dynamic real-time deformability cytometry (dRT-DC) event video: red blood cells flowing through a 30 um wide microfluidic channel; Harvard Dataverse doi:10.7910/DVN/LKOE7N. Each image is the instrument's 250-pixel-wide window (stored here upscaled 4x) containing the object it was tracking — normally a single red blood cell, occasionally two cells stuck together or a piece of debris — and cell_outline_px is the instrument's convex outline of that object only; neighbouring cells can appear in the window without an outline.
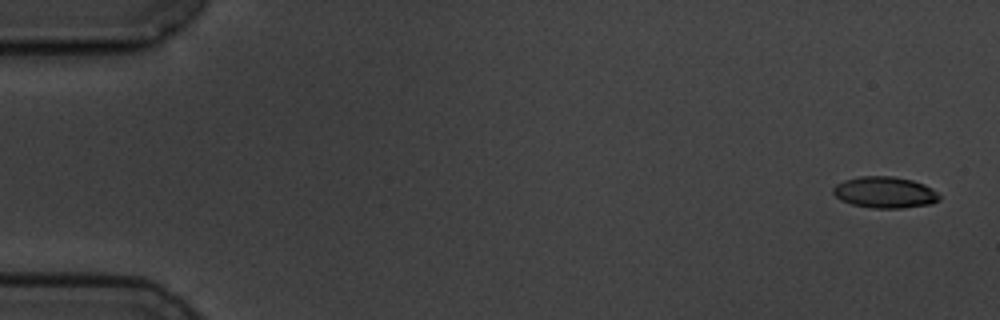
{"species": "common noctule bat (a hibernating species)", "species_latin": "Nyctalus noctula", "temperature_condition": "cold", "stored_images_in_passage": 9, "camera_frame_rate_fps": 3000, "um_per_image_px": 0.085, "animal": {"sex": "male", "body_mass_g": 19.5, "forearm_length_mm": 54.6}, "frame": {"image": 1, "passage_image": 1, "time_ms": 0.0, "image_size_px": [1000, 320], "cell_outline_px": [[940, 200], [932, 204], [904, 208], [872, 208], [852, 204], [840, 200], [832, 192], [832, 188], [836, 184], [844, 180], [860, 176], [892, 176], [912, 180], [924, 184], [932, 188], [940, 196]], "centroid_in_image_um": [75.21, 16.35], "position_along_channel_um": 9.8, "area_um2": 19.54}}
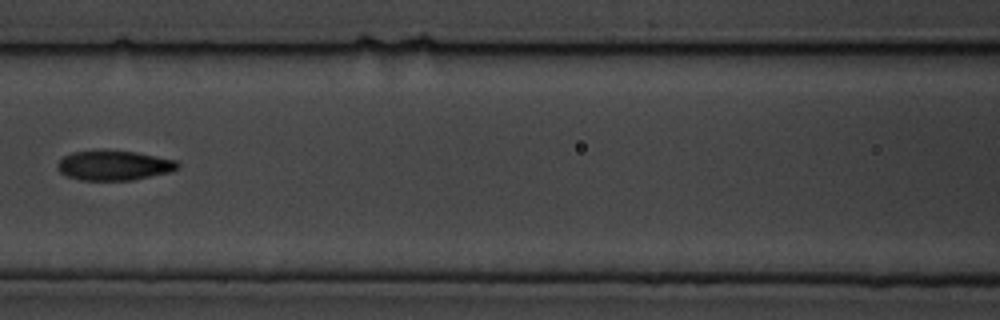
{"frame": {"image": 2, "passage_image": 7, "time_ms": 8.0, "image_size_px": [1000, 320], "cell_outline_px": [[180, 168], [172, 172], [132, 180], [80, 180], [68, 176], [60, 172], [56, 168], [56, 164], [64, 156], [72, 152], [136, 152], [176, 160], [180, 164]], "centroid_in_image_um": [9.73, 14.09], "position_along_channel_um": 156.9, "area_um2": 20.52}}
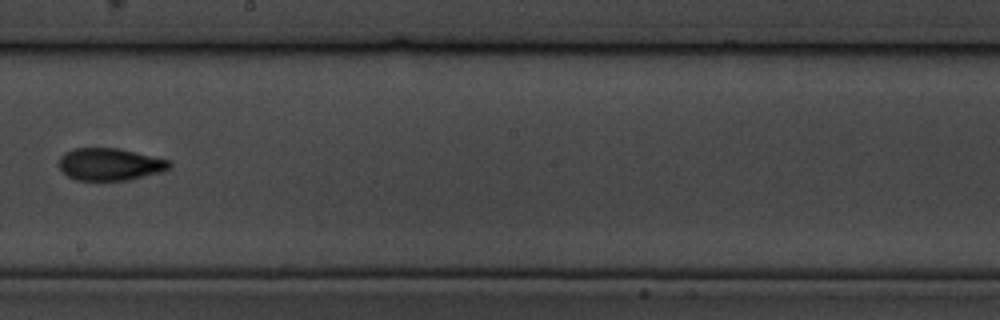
{"frame": {"image": 3, "passage_image": 9, "time_ms": 10.333, "image_size_px": [1000, 320], "cell_outline_px": [[172, 168], [160, 172], [128, 180], [76, 180], [68, 176], [60, 168], [60, 156], [64, 152], [72, 148], [120, 148], [172, 160]], "centroid_in_image_um": [9.39, 13.95], "position_along_channel_um": 238.8, "area_um2": 20.98}}